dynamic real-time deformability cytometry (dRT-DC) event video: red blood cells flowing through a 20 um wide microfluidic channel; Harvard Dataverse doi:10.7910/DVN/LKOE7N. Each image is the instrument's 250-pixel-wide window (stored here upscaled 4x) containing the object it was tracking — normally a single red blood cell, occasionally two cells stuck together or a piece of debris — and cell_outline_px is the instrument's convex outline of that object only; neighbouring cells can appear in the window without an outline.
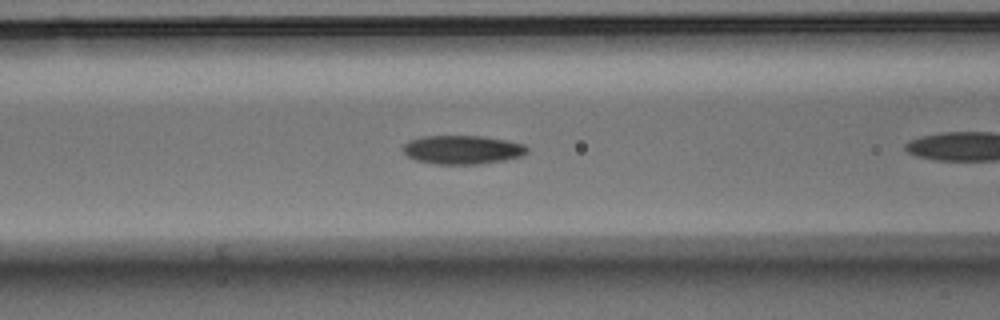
{"species": "Egyptian fruit bat (a non-hibernating species)", "species_latin": "Rousettus aegyptiacus", "temperature_condition": "warm", "stored_images_in_passage": 27, "camera_frame_rate_fps": 3000, "um_per_image_px": 0.085, "animal": {"sex": "male"}, "frame": {"image": 1, "passage_image": 8, "time_ms": 2.333, "image_size_px": [1000, 320], "cell_outline_px": [[528, 152], [520, 156], [504, 160], [476, 164], [432, 164], [416, 160], [408, 156], [404, 152], [404, 144], [408, 140], [424, 136], [484, 136], [524, 144], [528, 148]], "centroid_in_image_um": [39.29, 12.72], "position_along_channel_um": 127.3, "area_um2": 20.69}}
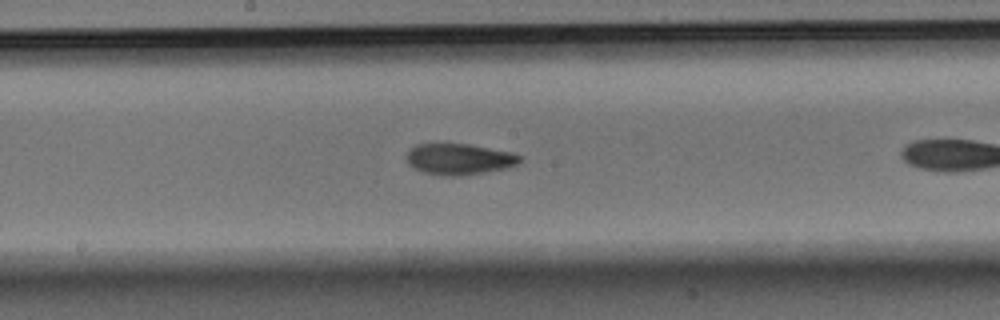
{"frame": {"image": 2, "passage_image": 14, "time_ms": 4.333, "image_size_px": [1000, 320], "cell_outline_px": [[520, 160], [516, 164], [504, 168], [484, 172], [456, 176], [444, 176], [420, 172], [408, 164], [408, 152], [416, 144], [468, 144], [512, 152], [520, 156]], "centroid_in_image_um": [39.0, 13.53], "position_along_channel_um": 209.2, "area_um2": 20.23}}
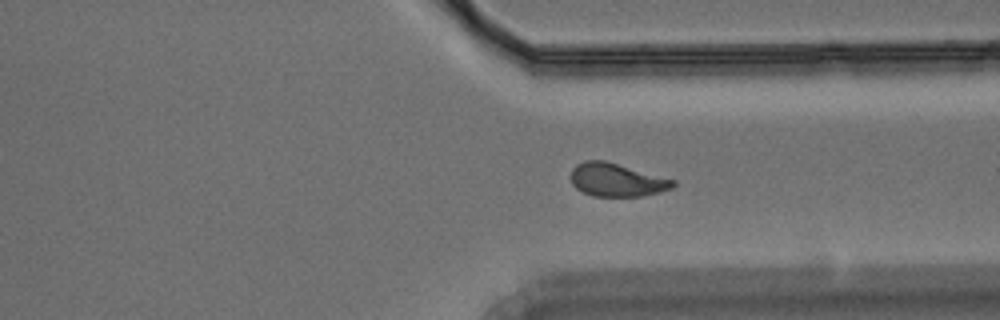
{"frame": {"image": 3, "passage_image": 25, "time_ms": 8.0, "image_size_px": [1000, 320], "cell_outline_px": [[676, 184], [672, 188], [660, 192], [640, 196], [592, 196], [576, 188], [572, 184], [572, 168], [576, 164], [584, 160], [604, 160], [676, 180]], "centroid_in_image_um": [52.42, 15.29], "position_along_channel_um": 359.0, "area_um2": 19.71}}